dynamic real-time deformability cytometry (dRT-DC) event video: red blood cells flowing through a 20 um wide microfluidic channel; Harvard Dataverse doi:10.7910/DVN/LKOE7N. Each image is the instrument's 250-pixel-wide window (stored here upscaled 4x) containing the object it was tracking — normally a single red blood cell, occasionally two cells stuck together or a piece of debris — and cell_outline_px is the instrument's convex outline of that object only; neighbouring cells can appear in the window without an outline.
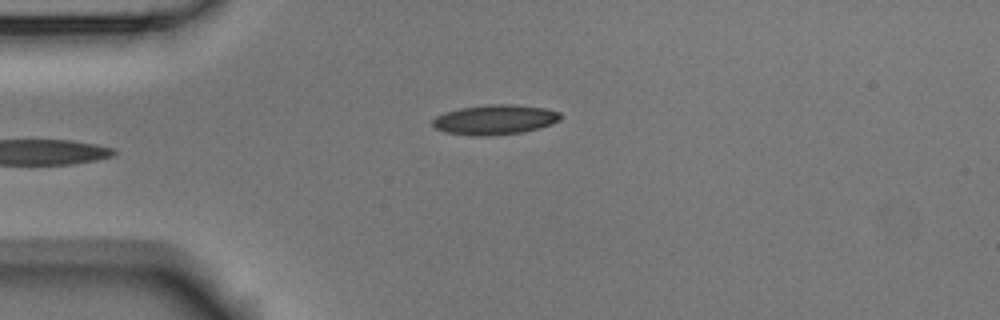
{"species": "Egyptian fruit bat (a non-hibernating species)", "species_latin": "Rousettus aegyptiacus", "temperature_condition": "room temperature", "stored_images_in_passage": 4, "camera_frame_rate_fps": 3000, "um_per_image_px": 0.085, "animal": {"sex": "male"}, "frame": {"image": 1, "passage_image": 4, "time_ms": 1.0, "image_size_px": [1000, 320], "cell_outline_px": [[560, 120], [552, 124], [540, 128], [524, 132], [488, 136], [472, 136], [444, 132], [436, 128], [432, 124], [432, 120], [436, 116], [444, 112], [460, 108], [488, 104], [512, 104], [544, 108], [560, 112]], "centroid_in_image_um": [42.05, 10.18], "position_along_channel_um": 42.9, "area_um2": 22.43}}